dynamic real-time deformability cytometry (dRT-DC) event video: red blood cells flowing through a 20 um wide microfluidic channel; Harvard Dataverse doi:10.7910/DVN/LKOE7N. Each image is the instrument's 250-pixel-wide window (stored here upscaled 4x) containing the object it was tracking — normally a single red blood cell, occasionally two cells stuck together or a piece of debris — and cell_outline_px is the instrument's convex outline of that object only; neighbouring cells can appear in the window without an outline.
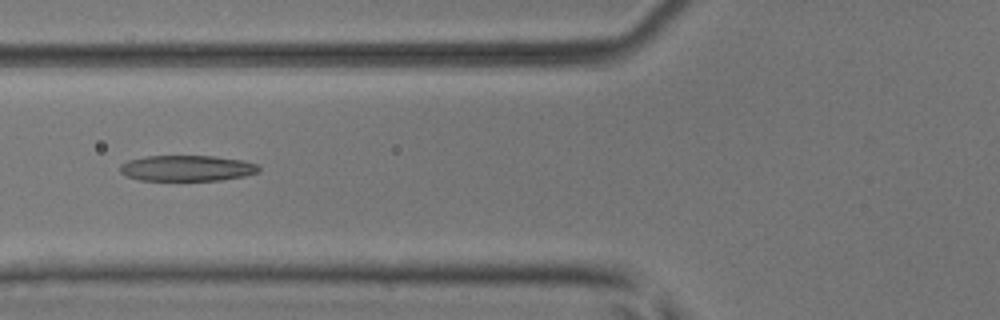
{"species": "common noctule bat (a hibernating species)", "species_latin": "Nyctalus noctula", "temperature_condition": "room temperature", "stored_images_in_passage": 7, "camera_frame_rate_fps": 3000, "um_per_image_px": 0.085, "animal": {"sex": "male", "body_mass_g": 17.9, "forearm_length_mm": 54.2}, "frame": {"image": 1, "passage_image": 6, "time_ms": 1.667, "image_size_px": [1000, 320], "cell_outline_px": [[260, 172], [244, 176], [220, 180], [140, 180], [128, 176], [120, 172], [120, 164], [128, 160], [144, 156], [212, 156], [240, 160], [256, 164], [260, 168]], "centroid_in_image_um": [15.87, 14.29], "position_along_channel_um": 109.9, "area_um2": 20.75}}
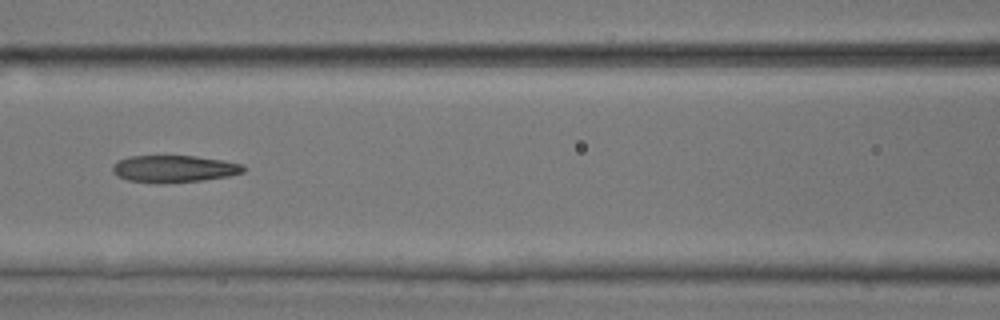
{"frame": {"image": 2, "passage_image": 7, "time_ms": 2.0, "image_size_px": [1000, 320], "cell_outline_px": [[244, 172], [228, 176], [200, 180], [128, 180], [116, 176], [112, 172], [112, 164], [116, 160], [128, 156], [196, 156], [224, 160], [244, 164]], "centroid_in_image_um": [14.79, 14.29], "position_along_channel_um": 151.8, "area_um2": 19.83}}